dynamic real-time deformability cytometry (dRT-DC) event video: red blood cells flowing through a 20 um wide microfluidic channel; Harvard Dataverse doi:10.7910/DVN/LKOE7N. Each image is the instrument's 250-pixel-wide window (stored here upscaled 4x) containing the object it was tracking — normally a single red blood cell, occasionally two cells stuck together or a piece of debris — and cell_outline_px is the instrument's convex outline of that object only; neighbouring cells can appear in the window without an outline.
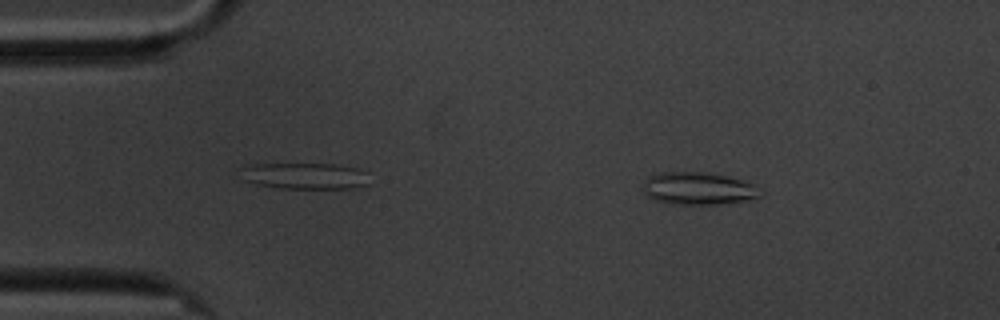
{"species": "common noctule bat (a hibernating species)", "species_latin": "Nyctalus noctula", "temperature_condition": "cold", "stored_images_in_passage": 59, "camera_frame_rate_fps": 3000, "um_per_image_px": 0.085, "animal": {"sex": "male", "body_mass_g": 20.1, "forearm_length_mm": 53.5}, "frame": {"image": 1, "passage_image": 9, "time_ms": 2.667, "image_size_px": [1000, 320], "cell_outline_px": [[764, 196], [756, 200], [728, 204], [676, 204], [656, 200], [648, 196], [644, 192], [644, 184], [648, 176], [660, 172], [712, 172], [740, 180], [752, 184], [764, 192]], "centroid_in_image_um": [59.46, 16.03], "position_along_channel_um": 25.5, "area_um2": 22.6}}
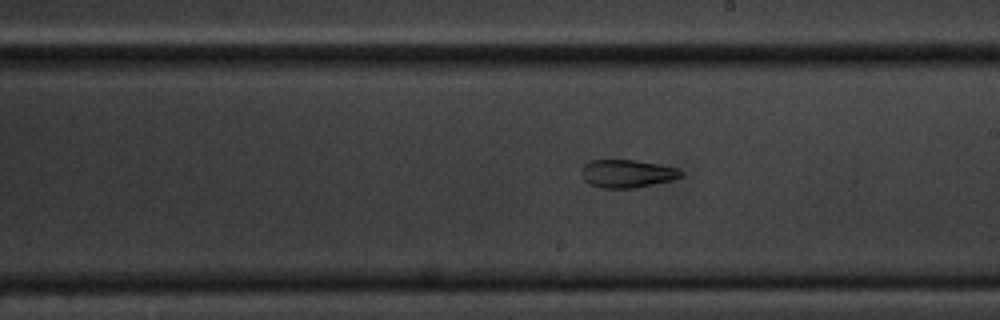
{"frame": {"image": 2, "passage_image": 33, "time_ms": 10.667, "image_size_px": [1000, 320], "cell_outline_px": [[684, 176], [672, 180], [636, 188], [600, 188], [588, 184], [584, 180], [584, 164], [592, 160], [636, 160], [676, 168], [684, 172]], "centroid_in_image_um": [53.34, 14.77], "position_along_channel_um": 235.7, "area_um2": 16.13}}
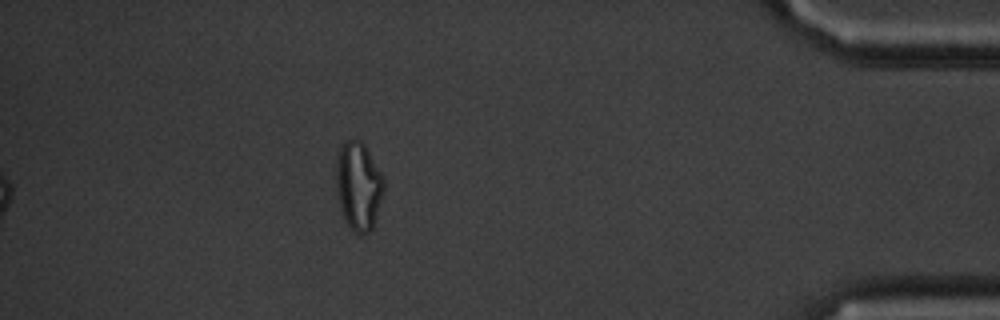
{"frame": {"image": 3, "passage_image": 52, "time_ms": 17.0, "image_size_px": [1000, 320], "cell_outline_px": [[384, 192], [372, 228], [368, 232], [360, 236], [344, 220], [340, 208], [336, 188], [336, 160], [344, 144], [348, 140], [360, 140], [364, 144], [380, 172], [384, 180]], "centroid_in_image_um": [30.47, 15.84], "position_along_channel_um": 404.7, "area_um2": 24.16}, "authors_computed_cell_mechanics": {"area_um2": 20.4034, "velocity_mm_per_s": 3.4035, "shape_relaxation_time_tau1_ms": null, "shape_relaxation_time_tau2_ms": 3.3826, "deformation_change_tau1": null, "deformation_change_tau2": 0.103}}